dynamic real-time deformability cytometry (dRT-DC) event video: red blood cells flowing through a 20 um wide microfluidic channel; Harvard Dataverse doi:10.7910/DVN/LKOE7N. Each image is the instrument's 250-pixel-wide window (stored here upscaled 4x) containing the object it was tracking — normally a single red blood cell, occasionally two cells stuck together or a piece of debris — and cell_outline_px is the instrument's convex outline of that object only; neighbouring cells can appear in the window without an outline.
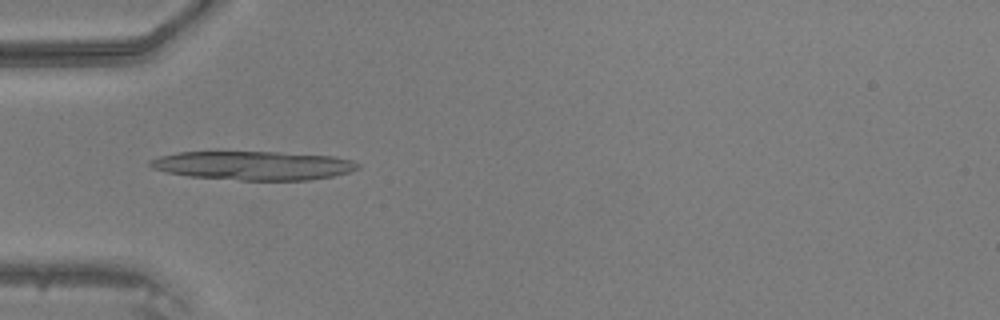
{"species": "common noctule bat (a hibernating species)", "species_latin": "Nyctalus noctula", "temperature_condition": "warm", "stored_images_in_passage": 26, "camera_frame_rate_fps": 3000, "um_per_image_px": 0.085, "animal": {"sex": "male", "body_mass_g": 20.5, "forearm_length_mm": 52.5}, "frame": {"image": 1, "passage_image": 2, "time_ms": 0.333, "image_size_px": [1000, 320], "cell_outline_px": [[360, 168], [348, 172], [332, 176], [308, 180], [240, 180], [188, 176], [168, 172], [152, 168], [148, 164], [148, 160], [160, 156], [176, 152], [280, 152], [332, 156], [352, 160], [360, 164]], "centroid_in_image_um": [21.53, 14.06], "position_along_channel_um": 63.5, "area_um2": 34.85}}
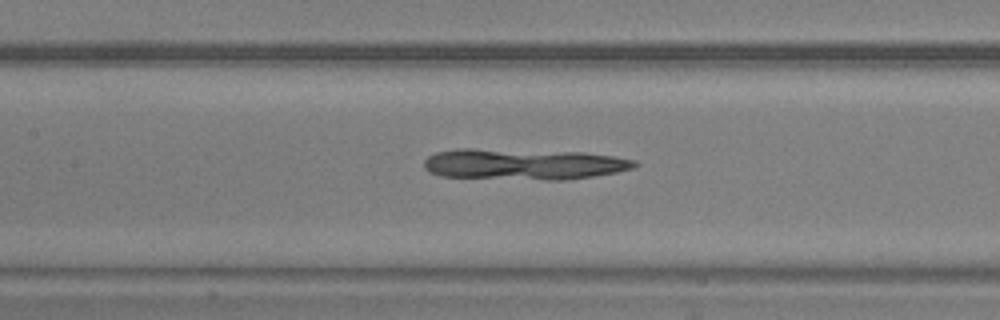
{"frame": {"image": 2, "passage_image": 9, "time_ms": 2.667, "image_size_px": [1000, 320], "cell_outline_px": [[640, 164], [632, 168], [616, 172], [592, 176], [564, 180], [548, 180], [440, 176], [428, 172], [424, 168], [424, 160], [428, 156], [436, 152], [456, 148], [472, 148], [584, 152], [612, 156], [636, 160]], "centroid_in_image_um": [44.47, 13.94], "position_along_channel_um": 162.9, "area_um2": 38.26}}
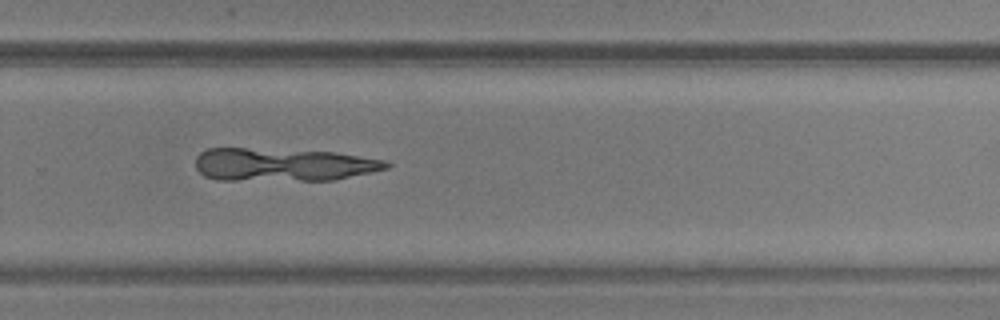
{"frame": {"image": 3, "passage_image": 19, "time_ms": 6.0, "image_size_px": [1000, 320], "cell_outline_px": [[392, 164], [388, 168], [372, 172], [336, 180], [216, 180], [204, 176], [196, 168], [196, 156], [200, 152], [208, 148], [244, 148], [336, 152], [388, 160]], "centroid_in_image_um": [24.09, 14.0], "position_along_channel_um": 305.7, "area_um2": 37.05}}